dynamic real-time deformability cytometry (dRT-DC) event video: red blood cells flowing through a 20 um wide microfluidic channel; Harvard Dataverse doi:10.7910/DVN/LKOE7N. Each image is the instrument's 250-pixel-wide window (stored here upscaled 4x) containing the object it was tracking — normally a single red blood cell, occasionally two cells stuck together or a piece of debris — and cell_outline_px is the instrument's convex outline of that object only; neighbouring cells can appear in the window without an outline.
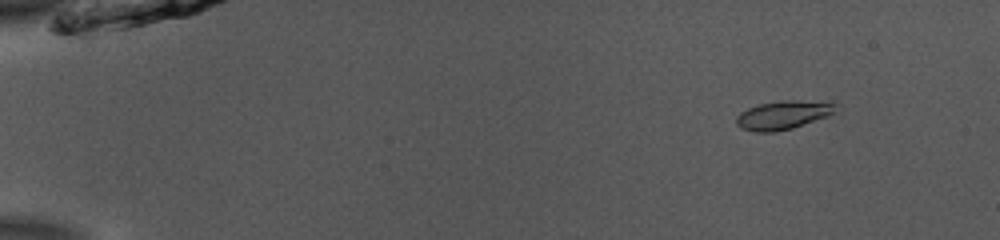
{"species": "common noctule bat (a hibernating species)", "species_latin": "Nyctalus noctula", "temperature_condition": "room temperature", "stored_images_in_passage": 54, "camera_frame_rate_fps": 3000, "um_per_image_px": 0.085, "animal": {"sex": "male", "body_mass_g": 13.0, "forearm_length_mm": 53.1}, "frame": {"image": 1, "passage_image": 7, "time_ms": 2.0, "image_size_px": [1000, 240], "cell_outline_px": [[832, 112], [828, 116], [792, 128], [776, 132], [756, 132], [740, 128], [736, 124], [736, 116], [740, 112], [748, 108], [760, 104], [784, 100], [792, 100], [832, 104]], "centroid_in_image_um": [66.42, 9.81], "position_along_channel_um": 18.6, "area_um2": 16.01}}
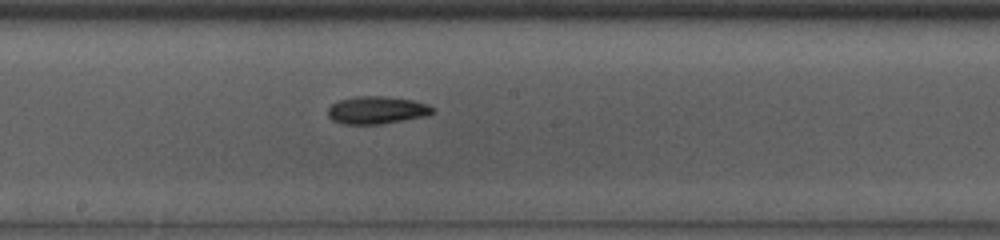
{"frame": {"image": 2, "passage_image": 31, "time_ms": 10.0, "image_size_px": [1000, 240], "cell_outline_px": [[436, 112], [424, 116], [380, 124], [344, 124], [332, 120], [328, 116], [328, 108], [332, 104], [340, 100], [356, 96], [384, 96], [412, 100], [428, 104], [436, 108]], "centroid_in_image_um": [32.04, 9.35], "position_along_channel_um": 216.2, "area_um2": 16.82}}
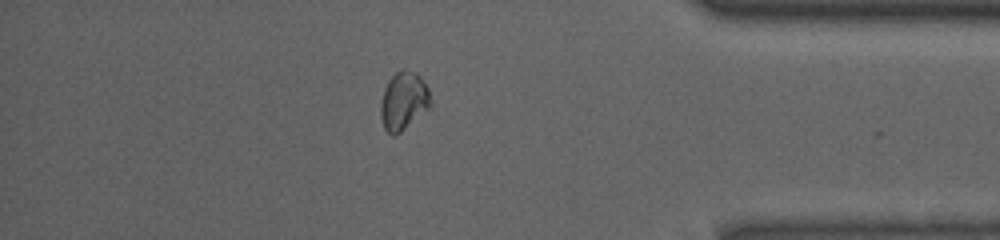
{"frame": {"image": 3, "passage_image": 47, "time_ms": 15.333, "image_size_px": [1000, 240], "cell_outline_px": [[432, 104], [428, 108], [400, 132], [392, 136], [384, 128], [380, 116], [380, 104], [384, 88], [388, 80], [396, 72], [404, 68], [416, 72], [420, 76], [428, 88], [432, 100]], "centroid_in_image_um": [34.3, 8.55], "position_along_channel_um": 400.9, "area_um2": 16.94}, "authors_computed_cell_mechanics": {"area_um2": 16.5597, "velocity_mm_per_s": 3.8975, "shape_relaxation_time_tau1_ms": 3.3181, "shape_relaxation_time_tau2_ms": 7.8096, "deformation_change_tau1": 0.1125, "deformation_change_tau2": 0.1329}}